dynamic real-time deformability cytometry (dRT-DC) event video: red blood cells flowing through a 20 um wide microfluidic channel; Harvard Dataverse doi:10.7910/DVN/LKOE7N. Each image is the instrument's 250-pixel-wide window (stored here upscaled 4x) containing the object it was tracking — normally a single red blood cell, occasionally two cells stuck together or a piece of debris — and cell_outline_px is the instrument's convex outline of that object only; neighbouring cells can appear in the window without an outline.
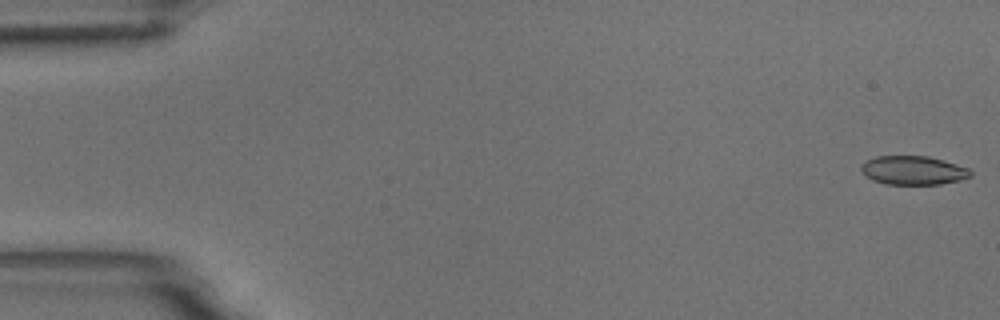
{"species": "common noctule bat (a hibernating species)", "species_latin": "Nyctalus noctula", "temperature_condition": "room temperature", "stored_images_in_passage": 54, "camera_frame_rate_fps": 3000, "um_per_image_px": 0.085, "animal": {"sex": "male", "body_mass_g": 18.8}, "frame": {"image": 1, "passage_image": 1, "time_ms": 0.0, "image_size_px": [1000, 320], "cell_outline_px": [[972, 176], [960, 180], [940, 184], [888, 184], [872, 180], [860, 168], [868, 160], [876, 156], [928, 156], [944, 160], [968, 168], [972, 172]], "centroid_in_image_um": [77.67, 14.48], "position_along_channel_um": 7.3, "area_um2": 18.15}}
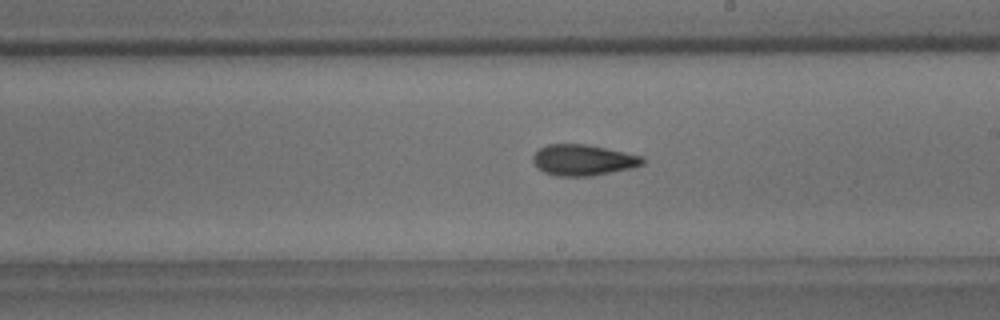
{"frame": {"image": 2, "passage_image": 31, "time_ms": 10.0, "image_size_px": [1000, 320], "cell_outline_px": [[644, 164], [632, 168], [592, 176], [556, 176], [544, 172], [532, 160], [532, 156], [540, 148], [548, 144], [584, 144], [644, 156]], "centroid_in_image_um": [49.58, 13.61], "position_along_channel_um": 239.4, "area_um2": 19.65}}
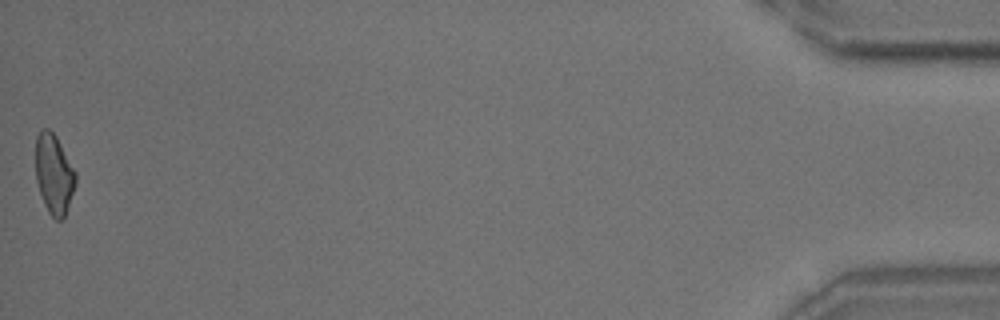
{"frame": {"image": 3, "passage_image": 54, "time_ms": 17.667, "image_size_px": [1000, 320], "cell_outline_px": [[76, 184], [64, 216], [60, 220], [56, 220], [48, 212], [44, 204], [36, 180], [36, 136], [44, 128], [48, 128], [56, 136], [76, 172]], "centroid_in_image_um": [4.59, 14.79], "position_along_channel_um": 430.6, "area_um2": 18.38}, "authors_computed_cell_mechanics": {"area_um2": 19.1896, "velocity_mm_per_s": 3.759, "shape_relaxation_time_tau1_ms": 6.7953, "shape_relaxation_time_tau2_ms": 3.5212, "deformation_change_tau1": 0.1704, "deformation_change_tau2": 0.1}}